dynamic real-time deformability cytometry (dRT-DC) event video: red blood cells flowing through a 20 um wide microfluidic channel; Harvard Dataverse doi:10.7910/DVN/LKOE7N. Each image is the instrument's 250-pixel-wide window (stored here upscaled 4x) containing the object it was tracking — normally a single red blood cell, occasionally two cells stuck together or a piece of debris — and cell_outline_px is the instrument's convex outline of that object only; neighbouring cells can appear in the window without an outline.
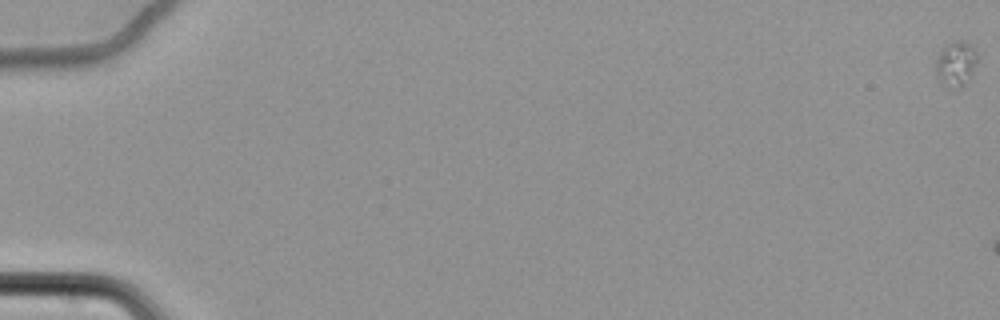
{"species": "common noctule bat (a hibernating species)", "species_latin": "Nyctalus noctula", "temperature_condition": "cold", "stored_images_in_passage": 12, "camera_frame_rate_fps": 3000, "um_per_image_px": 0.085, "animal": {"sex": "female", "body_mass_g": 22.7, "forearm_length_mm": 54.2}, "frame": {"image": 1, "passage_image": 1, "time_ms": 0.0, "image_size_px": [1000, 320], "cell_outline_px": [[976, 60], [972, 72], [964, 84], [956, 88], [944, 84], [936, 76], [936, 60], [940, 52], [952, 40], [960, 40], [968, 44], [976, 52]], "centroid_in_image_um": [81.22, 5.4], "position_along_channel_um": 3.8, "area_um2": 10.35}}